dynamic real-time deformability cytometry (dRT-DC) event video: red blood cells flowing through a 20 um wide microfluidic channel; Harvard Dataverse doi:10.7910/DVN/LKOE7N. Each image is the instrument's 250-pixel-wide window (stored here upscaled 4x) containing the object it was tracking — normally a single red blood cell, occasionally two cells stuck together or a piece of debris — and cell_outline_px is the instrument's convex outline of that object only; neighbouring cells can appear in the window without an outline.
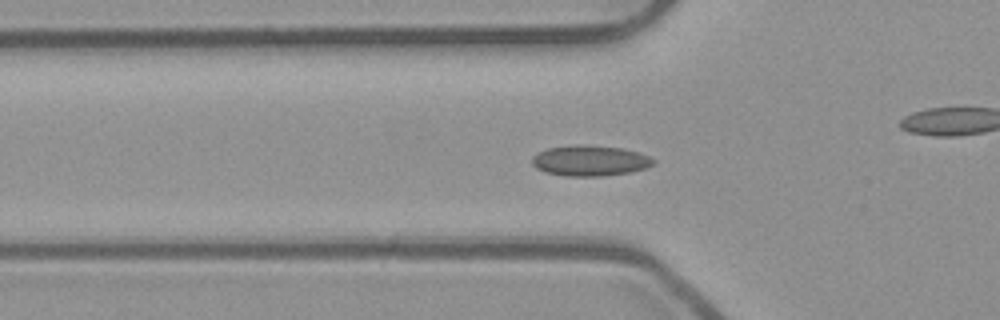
{"species": "common noctule bat (a hibernating species)", "species_latin": "Nyctalus noctula", "temperature_condition": "room temperature", "stored_images_in_passage": 55, "camera_frame_rate_fps": 3000, "um_per_image_px": 0.085, "animal": {"sex": "male", "body_mass_g": 23.1, "forearm_length_mm": 52.7}, "frame": {"image": 1, "passage_image": 19, "time_ms": 6.0, "image_size_px": [1000, 320], "cell_outline_px": [[656, 160], [652, 164], [644, 168], [632, 172], [604, 176], [564, 176], [544, 172], [536, 168], [532, 164], [532, 156], [548, 148], [624, 148], [640, 152]], "centroid_in_image_um": [50.18, 13.72], "position_along_channel_um": 75.6, "area_um2": 20.63}}
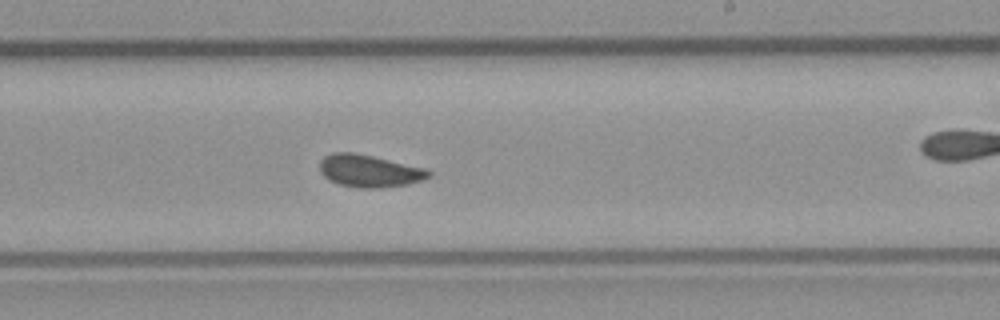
{"frame": {"image": 2, "passage_image": 33, "time_ms": 10.667, "image_size_px": [1000, 320], "cell_outline_px": [[432, 176], [424, 180], [408, 184], [380, 188], [356, 188], [340, 184], [324, 176], [320, 172], [320, 160], [324, 156], [332, 152], [352, 152], [372, 156], [424, 168], [432, 172]], "centroid_in_image_um": [31.4, 14.53], "position_along_channel_um": 257.6, "area_um2": 20.52}}
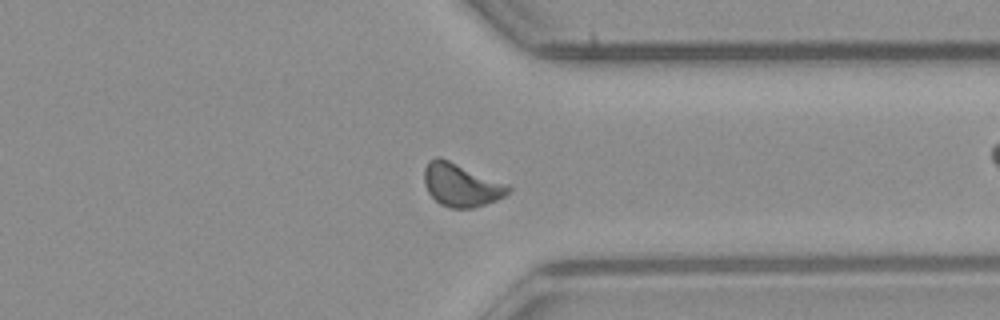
{"frame": {"image": 3, "passage_image": 42, "time_ms": 13.667, "image_size_px": [1000, 320], "cell_outline_px": [[512, 188], [504, 196], [496, 200], [472, 208], [452, 208], [440, 204], [428, 192], [424, 184], [424, 168], [428, 160], [436, 156], [440, 156], [508, 184]], "centroid_in_image_um": [39.17, 15.7], "position_along_channel_um": 372.2, "area_um2": 21.15}, "authors_computed_cell_mechanics": {"area_um2": 20.2878, "velocity_mm_per_s": 3.8847, "shape_relaxation_time_tau1_ms": 8.0479, "shape_relaxation_time_tau2_ms": 1.0901, "deformation_change_tau1": 0.1155, "deformation_change_tau2": 0.063}}